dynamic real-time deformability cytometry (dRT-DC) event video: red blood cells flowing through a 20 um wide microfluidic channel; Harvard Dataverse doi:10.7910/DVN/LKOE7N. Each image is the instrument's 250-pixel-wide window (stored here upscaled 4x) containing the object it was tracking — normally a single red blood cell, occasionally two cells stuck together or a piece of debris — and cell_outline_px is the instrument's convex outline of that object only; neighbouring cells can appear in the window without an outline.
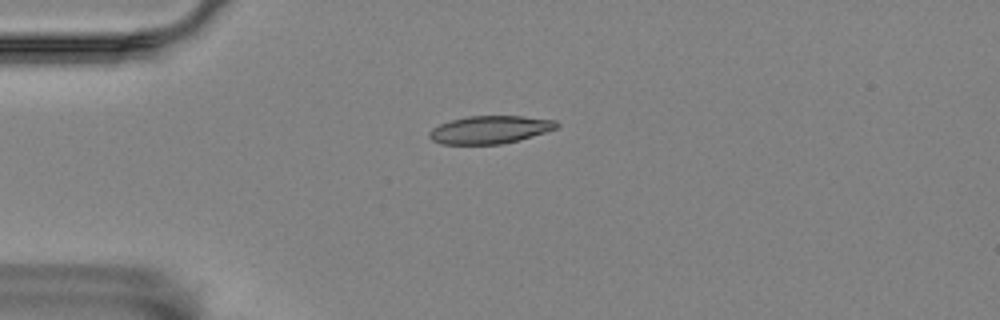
{"species": "Egyptian fruit bat (a non-hibernating species)", "species_latin": "Rousettus aegyptiacus", "temperature_condition": "room temperature", "stored_images_in_passage": 44, "camera_frame_rate_fps": 3000, "um_per_image_px": 0.085, "animal": {"sex": "female"}, "frame": {"image": 1, "passage_image": 1, "time_ms": 0.0, "image_size_px": [1000, 320], "cell_outline_px": [[560, 124], [556, 128], [520, 140], [500, 144], [440, 144], [432, 140], [428, 136], [428, 132], [432, 128], [440, 124], [452, 120], [468, 116], [524, 116], [556, 120]], "centroid_in_image_um": [41.63, 11.02], "position_along_channel_um": 43.4, "area_um2": 20.63}}
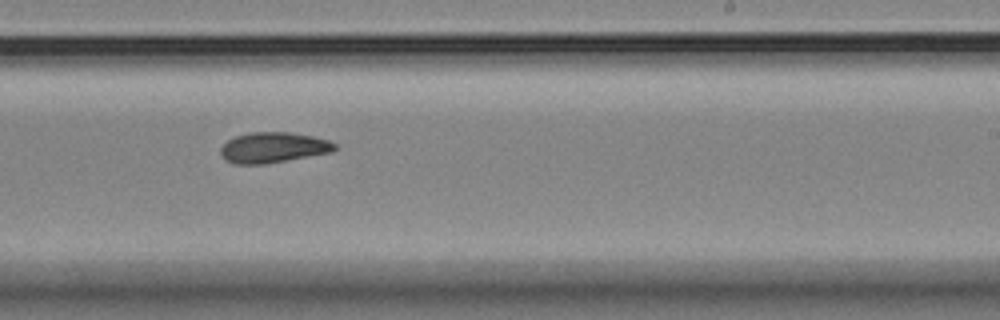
{"frame": {"image": 2, "passage_image": 22, "time_ms": 7.0, "image_size_px": [1000, 320], "cell_outline_px": [[340, 148], [332, 152], [264, 164], [232, 164], [224, 160], [220, 152], [220, 148], [228, 140], [236, 136], [248, 132], [288, 132], [312, 136], [328, 140], [336, 144]], "centroid_in_image_um": [23.22, 12.54], "position_along_channel_um": 265.8, "area_um2": 20.4}}
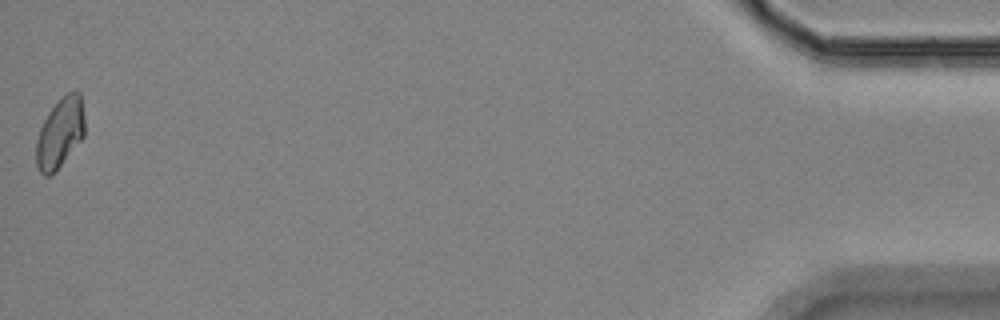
{"frame": {"image": 3, "passage_image": 44, "time_ms": 14.333, "image_size_px": [1000, 320], "cell_outline_px": [[84, 136], [60, 164], [48, 176], [44, 176], [40, 172], [36, 164], [36, 140], [40, 128], [48, 112], [60, 96], [68, 92], [80, 92], [84, 116]], "centroid_in_image_um": [5.09, 11.25], "position_along_channel_um": 430.1, "area_um2": 19.48}, "authors_computed_cell_mechanics": {"area_um2": 20.2589, "velocity_mm_per_s": 3.4716, "shape_relaxation_time_tau1_ms": 4.7206, "shape_relaxation_time_tau2_ms": 5.0059, "deformation_change_tau1": 0.1376, "deformation_change_tau2": 0.108}}